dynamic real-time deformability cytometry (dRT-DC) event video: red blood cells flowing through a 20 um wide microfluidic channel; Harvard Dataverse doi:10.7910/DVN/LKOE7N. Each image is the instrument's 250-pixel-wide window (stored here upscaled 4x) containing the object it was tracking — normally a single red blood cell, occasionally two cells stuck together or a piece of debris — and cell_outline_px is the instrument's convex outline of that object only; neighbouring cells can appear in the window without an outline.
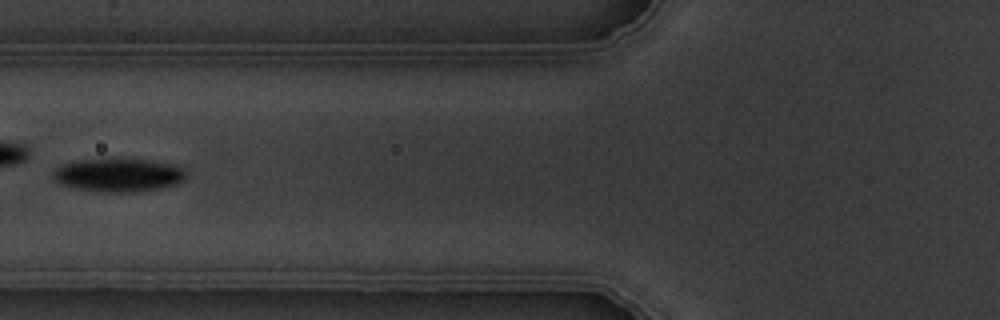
{"species": "common noctule bat (a hibernating species)", "species_latin": "Nyctalus noctula", "temperature_condition": "warm", "stored_images_in_passage": 6, "camera_frame_rate_fps": 3000, "um_per_image_px": 0.085, "animal": {"sex": "male", "body_mass_g": 19.5, "forearm_length_mm": 54.6}, "frame": {"image": 1, "passage_image": 5, "time_ms": 4.667, "image_size_px": [1000, 320], "cell_outline_px": [[188, 176], [180, 184], [132, 192], [108, 192], [80, 188], [60, 184], [52, 176], [52, 172], [60, 164], [76, 160], [152, 160], [184, 164], [188, 168]], "centroid_in_image_um": [10.21, 14.86], "position_along_channel_um": 115.6, "area_um2": 26.07}}